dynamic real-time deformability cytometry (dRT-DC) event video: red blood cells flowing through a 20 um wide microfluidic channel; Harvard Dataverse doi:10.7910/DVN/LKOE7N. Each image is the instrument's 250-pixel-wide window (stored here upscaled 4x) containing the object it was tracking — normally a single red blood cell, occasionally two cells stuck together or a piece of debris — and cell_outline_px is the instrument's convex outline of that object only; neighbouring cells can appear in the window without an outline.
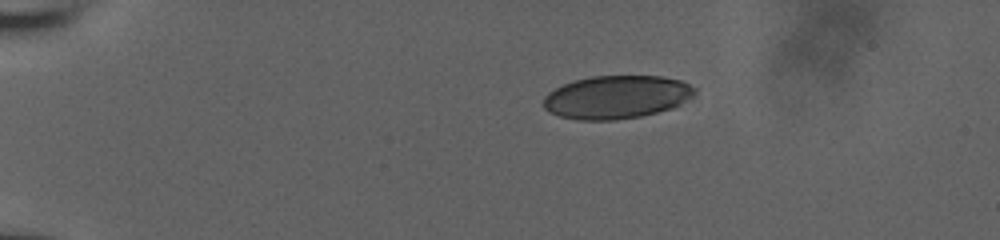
{"species": "human", "species_latin": "Homo sapiens", "temperature_condition": "room temperature", "stored_images_in_passage": 10, "camera_frame_rate_fps": 3000, "um_per_image_px": 0.085, "donor": {"sex": "male"}, "frame": {"image": 1, "passage_image": 1, "time_ms": 0.0, "image_size_px": [1000, 240], "cell_outline_px": [[696, 92], [692, 96], [672, 108], [640, 116], [616, 120], [576, 120], [560, 116], [548, 112], [544, 108], [544, 96], [548, 92], [564, 84], [576, 80], [592, 76], [660, 76], [680, 80], [696, 88]], "centroid_in_image_um": [52.38, 8.25], "position_along_channel_um": 32.6, "area_um2": 37.86}}